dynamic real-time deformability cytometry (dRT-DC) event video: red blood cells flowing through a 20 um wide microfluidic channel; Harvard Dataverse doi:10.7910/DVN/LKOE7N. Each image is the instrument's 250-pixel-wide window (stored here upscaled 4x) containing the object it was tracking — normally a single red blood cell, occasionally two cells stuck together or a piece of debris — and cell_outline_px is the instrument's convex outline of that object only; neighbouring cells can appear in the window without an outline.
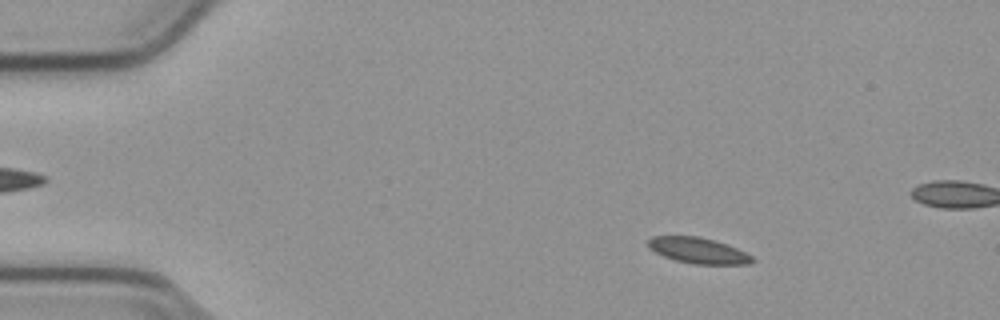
{"species": "common noctule bat (a hibernating species)", "species_latin": "Nyctalus noctula", "temperature_condition": "cold", "stored_images_in_passage": 53, "camera_frame_rate_fps": 3000, "um_per_image_px": 0.085, "animal": {"sex": "male", "body_mass_g": 23.1, "forearm_length_mm": 52.7}, "frame": {"image": 1, "passage_image": 6, "time_ms": 1.667, "image_size_px": [1000, 320], "cell_outline_px": [[756, 260], [752, 264], [692, 264], [676, 260], [664, 256], [648, 248], [648, 240], [652, 236], [696, 236], [728, 244], [752, 256]], "centroid_in_image_um": [59.36, 21.3], "position_along_channel_um": 25.6, "area_um2": 15.61}}
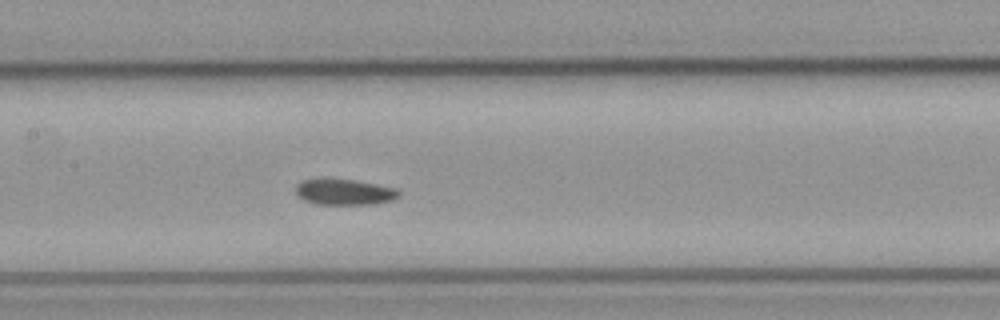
{"frame": {"image": 2, "passage_image": 24, "time_ms": 7.667, "image_size_px": [1000, 320], "cell_outline_px": [[400, 196], [392, 200], [372, 204], [316, 204], [304, 200], [296, 196], [296, 184], [300, 180], [324, 176], [328, 176], [356, 180], [396, 188], [400, 192]], "centroid_in_image_um": [29.2, 16.27], "position_along_channel_um": 178.2, "area_um2": 16.24}}
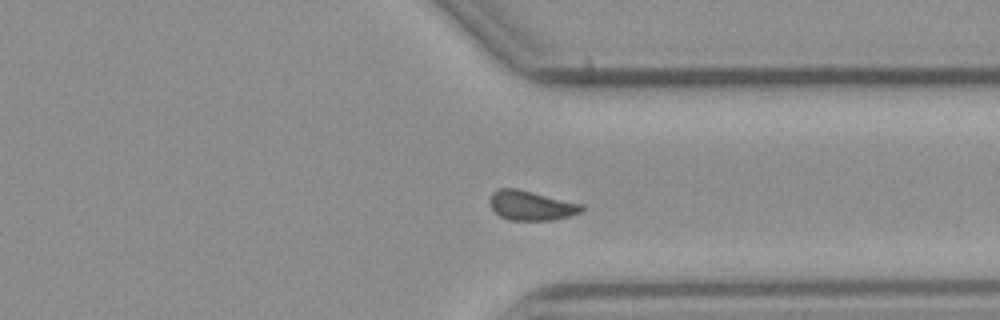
{"frame": {"image": 3, "passage_image": 39, "time_ms": 12.667, "image_size_px": [1000, 320], "cell_outline_px": [[584, 208], [580, 212], [572, 216], [552, 220], [512, 220], [500, 216], [492, 208], [488, 200], [492, 192], [496, 188], [516, 188], [584, 204]], "centroid_in_image_um": [45.15, 17.46], "position_along_channel_um": 366.2, "area_um2": 15.95}, "authors_computed_cell_mechanics": {"area_um2": 15.8372, "velocity_mm_per_s": 3.7718, "shape_relaxation_time_tau1_ms": 8.9146, "shape_relaxation_time_tau2_ms": 4.6513, "deformation_change_tau1": 0.1129, "deformation_change_tau2": 0.0773}}